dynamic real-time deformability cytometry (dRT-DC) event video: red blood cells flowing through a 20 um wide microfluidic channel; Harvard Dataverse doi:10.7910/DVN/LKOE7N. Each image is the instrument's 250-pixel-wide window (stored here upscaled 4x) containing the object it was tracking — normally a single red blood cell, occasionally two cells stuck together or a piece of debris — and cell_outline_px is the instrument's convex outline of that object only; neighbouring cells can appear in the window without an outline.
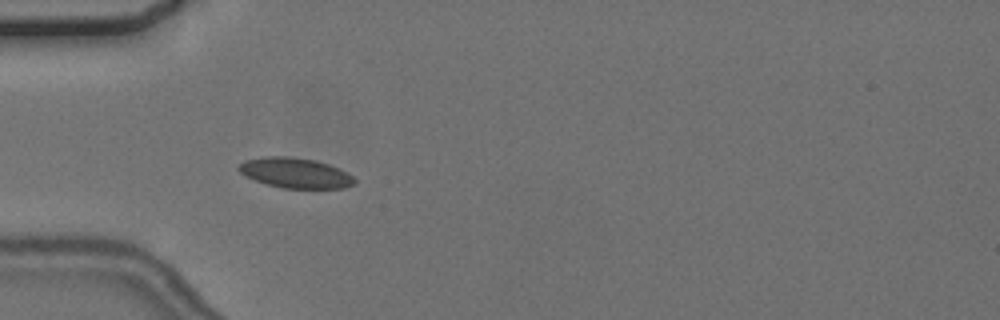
{"species": "common noctule bat (a hibernating species)", "species_latin": "Nyctalus noctula", "temperature_condition": "cold", "stored_images_in_passage": 7, "camera_frame_rate_fps": 3000, "um_per_image_px": 0.085, "animal": {"sex": "female", "body_mass_g": 24.6, "forearm_length_mm": 56.2}, "frame": {"image": 1, "passage_image": 6, "time_ms": 5.667, "image_size_px": [1000, 320], "cell_outline_px": [[356, 184], [344, 188], [284, 188], [268, 184], [244, 176], [236, 168], [244, 160], [264, 156], [288, 156], [316, 160], [340, 168], [352, 176], [356, 180]], "centroid_in_image_um": [25.1, 14.69], "position_along_channel_um": 59.9, "area_um2": 20.46}}
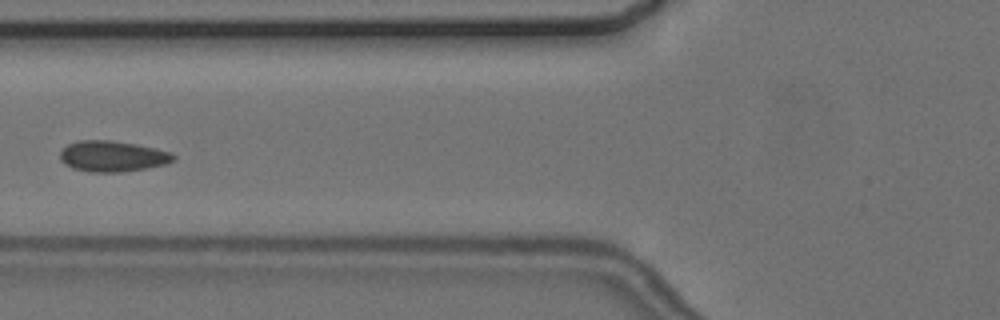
{"frame": {"image": 2, "passage_image": 7, "time_ms": 7.333, "image_size_px": [1000, 320], "cell_outline_px": [[176, 160], [164, 164], [144, 168], [120, 172], [88, 172], [72, 168], [64, 164], [60, 160], [60, 152], [68, 144], [80, 140], [112, 140], [136, 144], [156, 148], [172, 152], [176, 156]], "centroid_in_image_um": [9.56, 13.28], "position_along_channel_um": 116.2, "area_um2": 20.46}}